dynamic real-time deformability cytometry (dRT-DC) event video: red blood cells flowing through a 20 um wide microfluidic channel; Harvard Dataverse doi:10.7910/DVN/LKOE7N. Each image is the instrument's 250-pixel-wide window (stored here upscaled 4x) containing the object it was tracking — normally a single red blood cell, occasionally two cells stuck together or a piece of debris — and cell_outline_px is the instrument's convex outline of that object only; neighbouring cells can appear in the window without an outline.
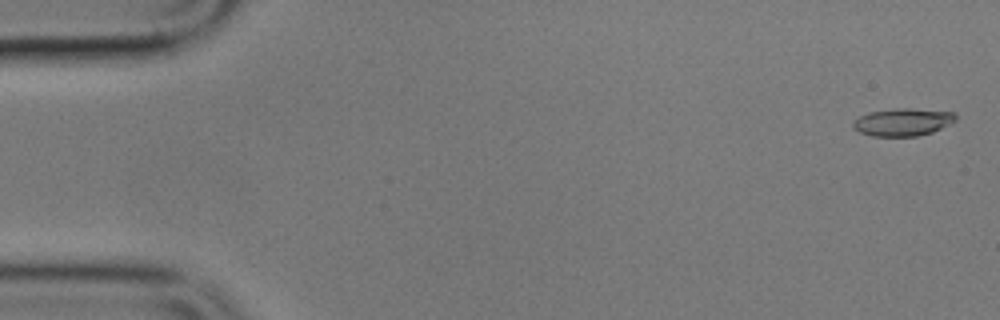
{"species": "common noctule bat (a hibernating species)", "species_latin": "Nyctalus noctula", "temperature_condition": "cold", "stored_images_in_passage": 5, "camera_frame_rate_fps": 3000, "um_per_image_px": 0.085, "animal": {"sex": "male", "body_mass_g": 17.9}, "frame": {"image": 1, "passage_image": 1, "time_ms": 0.0, "image_size_px": [1000, 320], "cell_outline_px": [[956, 120], [932, 132], [916, 136], [872, 136], [860, 132], [852, 128], [852, 120], [868, 112], [896, 108], [912, 108], [952, 112], [956, 116]], "centroid_in_image_um": [76.68, 10.37], "position_along_channel_um": 8.3, "area_um2": 16.47}}
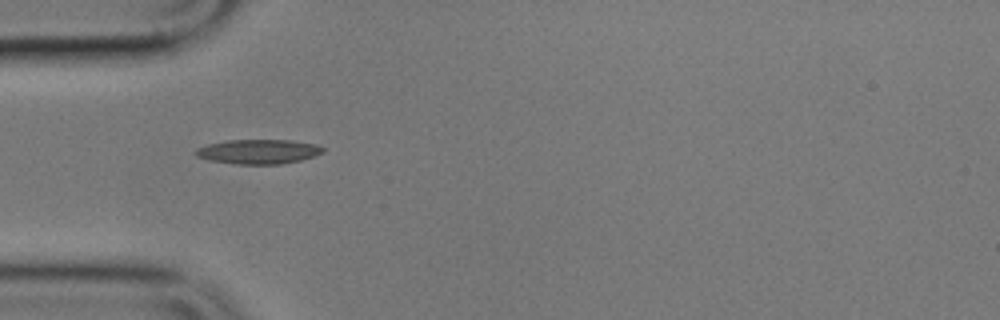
{"frame": {"image": 2, "passage_image": 5, "time_ms": 5.333, "image_size_px": [1000, 320], "cell_outline_px": [[324, 152], [300, 160], [280, 164], [236, 164], [208, 160], [196, 156], [192, 152], [196, 148], [208, 144], [228, 140], [288, 140], [316, 144], [324, 148]], "centroid_in_image_um": [21.91, 12.88], "position_along_channel_um": 63.1, "area_um2": 18.15}}